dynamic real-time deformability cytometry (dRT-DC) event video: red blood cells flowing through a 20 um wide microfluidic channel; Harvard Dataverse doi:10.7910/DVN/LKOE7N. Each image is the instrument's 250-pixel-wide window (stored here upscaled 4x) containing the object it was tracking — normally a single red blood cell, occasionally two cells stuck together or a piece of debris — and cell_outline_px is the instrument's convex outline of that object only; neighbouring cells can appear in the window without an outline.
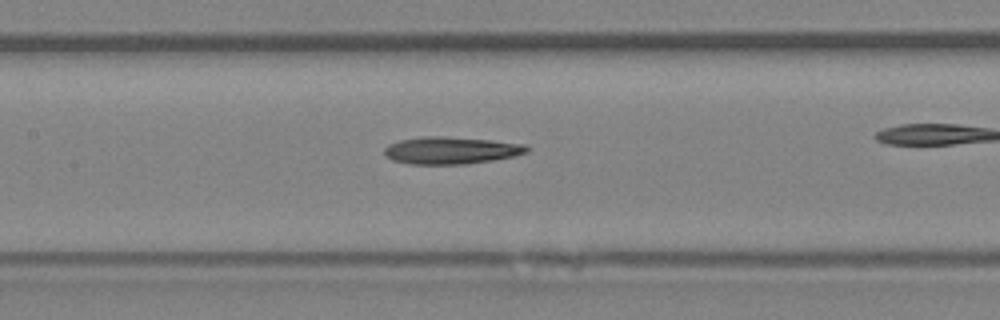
{"species": "Egyptian fruit bat (a non-hibernating species)", "species_latin": "Rousettus aegyptiacus", "temperature_condition": "room temperature", "stored_images_in_passage": 39, "camera_frame_rate_fps": 3000, "um_per_image_px": 0.085, "animal": {"sex": "female"}, "frame": {"image": 1, "passage_image": 23, "time_ms": 7.333, "image_size_px": [1000, 320], "cell_outline_px": [[528, 152], [512, 156], [492, 160], [464, 164], [408, 164], [392, 160], [384, 152], [384, 148], [388, 144], [400, 140], [424, 136], [444, 136], [492, 140], [524, 144], [528, 148]], "centroid_in_image_um": [38.31, 12.78], "position_along_channel_um": 169.1, "area_um2": 22.48}}